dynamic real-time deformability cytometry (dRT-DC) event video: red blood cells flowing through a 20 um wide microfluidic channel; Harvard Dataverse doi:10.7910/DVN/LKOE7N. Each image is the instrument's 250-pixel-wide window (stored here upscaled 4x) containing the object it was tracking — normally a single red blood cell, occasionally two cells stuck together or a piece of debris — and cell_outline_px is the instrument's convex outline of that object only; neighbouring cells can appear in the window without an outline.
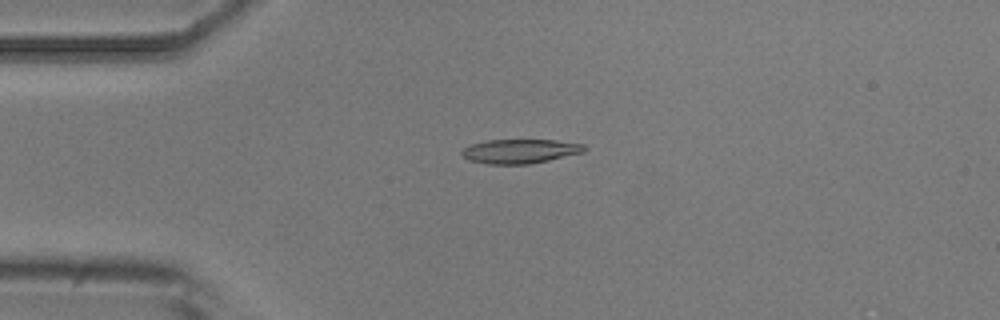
{"species": "common noctule bat (a hibernating species)", "species_latin": "Nyctalus noctula", "temperature_condition": "room temperature", "stored_images_in_passage": 5, "camera_frame_rate_fps": 3000, "um_per_image_px": 0.085, "animal": {"sex": "male", "body_mass_g": 20.5, "forearm_length_mm": 52.5}, "frame": {"image": 1, "passage_image": 4, "time_ms": 3.333, "image_size_px": [1000, 320], "cell_outline_px": [[588, 148], [584, 152], [548, 160], [528, 164], [488, 164], [468, 160], [460, 152], [464, 148], [472, 144], [488, 140], [556, 140], [584, 144]], "centroid_in_image_um": [44.22, 12.85], "position_along_channel_um": 40.8, "area_um2": 17.22}}